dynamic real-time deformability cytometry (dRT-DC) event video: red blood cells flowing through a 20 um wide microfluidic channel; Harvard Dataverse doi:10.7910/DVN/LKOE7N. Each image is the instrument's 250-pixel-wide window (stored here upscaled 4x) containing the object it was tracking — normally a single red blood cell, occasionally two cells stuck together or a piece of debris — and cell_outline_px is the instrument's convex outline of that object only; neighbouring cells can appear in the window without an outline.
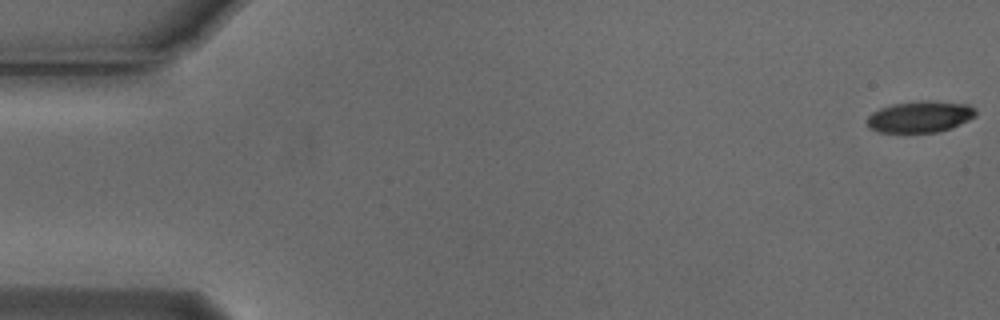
{"species": "Egyptian fruit bat (a non-hibernating species)", "species_latin": "Rousettus aegyptiacus", "temperature_condition": "cold", "stored_images_in_passage": 3, "camera_frame_rate_fps": 3000, "um_per_image_px": 0.085, "animal": {"sex": "male"}, "frame": {"image": 1, "passage_image": 1, "time_ms": 0.0, "image_size_px": [1000, 320], "cell_outline_px": [[976, 116], [952, 128], [940, 132], [880, 132], [868, 128], [868, 116], [872, 112], [880, 108], [892, 104], [924, 100], [928, 100], [968, 104], [976, 108]], "centroid_in_image_um": [78.23, 9.92], "position_along_channel_um": 6.8, "area_um2": 20.0}}